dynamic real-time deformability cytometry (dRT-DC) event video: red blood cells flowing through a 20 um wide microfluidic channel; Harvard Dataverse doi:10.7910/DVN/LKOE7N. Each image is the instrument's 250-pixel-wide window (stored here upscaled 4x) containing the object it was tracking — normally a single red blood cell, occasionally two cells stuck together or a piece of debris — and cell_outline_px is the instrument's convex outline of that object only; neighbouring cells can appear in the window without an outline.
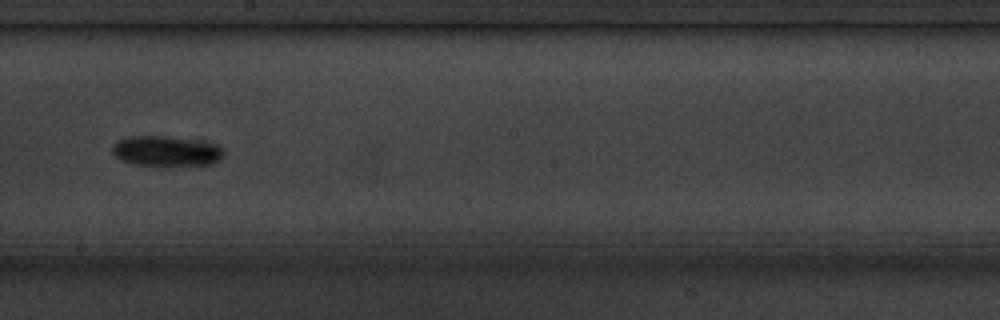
{"species": "common noctule bat (a hibernating species)", "species_latin": "Nyctalus noctula", "temperature_condition": "cold", "stored_images_in_passage": 9, "camera_frame_rate_fps": 3000, "um_per_image_px": 0.085, "animal": {"sex": "male", "body_mass_g": 20.1, "forearm_length_mm": 53.5}, "frame": {"image": 1, "passage_image": 7, "time_ms": 7.0, "image_size_px": [1000, 320], "cell_outline_px": [[224, 156], [220, 160], [208, 164], [176, 168], [168, 168], [132, 164], [120, 160], [112, 152], [112, 148], [120, 140], [128, 136], [164, 136], [216, 144], [224, 148]], "centroid_in_image_um": [14.16, 12.9], "position_along_channel_um": 234.0, "area_um2": 20.23}}
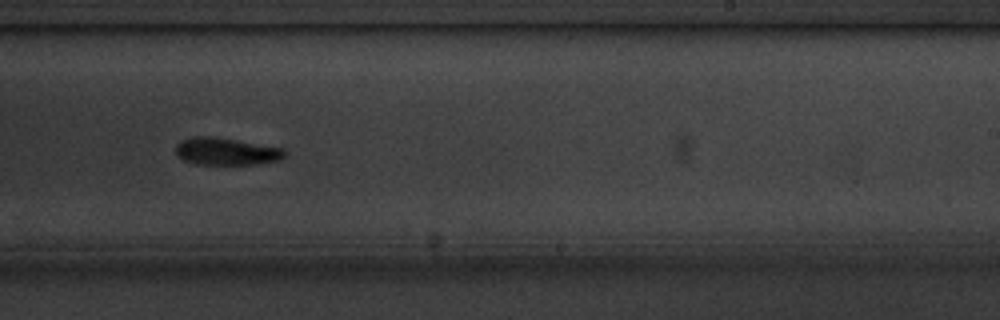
{"frame": {"image": 2, "passage_image": 8, "time_ms": 8.0, "image_size_px": [1000, 320], "cell_outline_px": [[288, 152], [280, 160], [252, 164], [196, 164], [184, 160], [176, 156], [176, 144], [180, 140], [192, 136], [212, 136], [284, 148]], "centroid_in_image_um": [19.2, 12.86], "position_along_channel_um": 269.8, "area_um2": 17.4}}
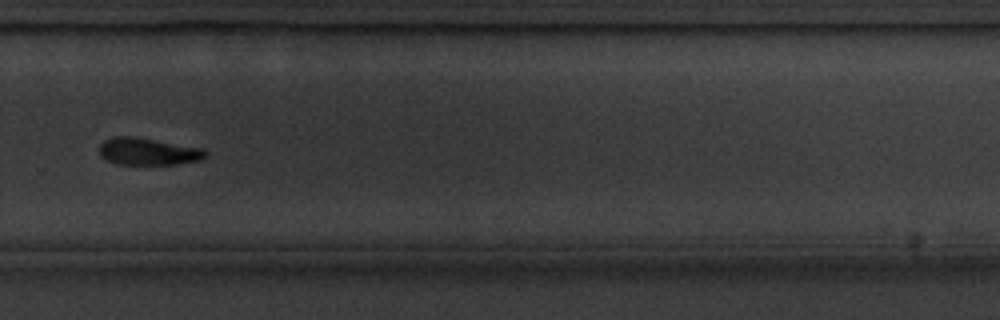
{"frame": {"image": 3, "passage_image": 9, "time_ms": 9.333, "image_size_px": [1000, 320], "cell_outline_px": [[208, 152], [200, 160], [176, 164], [116, 164], [100, 156], [100, 144], [104, 140], [116, 136], [132, 136], [204, 148]], "centroid_in_image_um": [12.58, 12.87], "position_along_channel_um": 317.2, "area_um2": 16.7}}